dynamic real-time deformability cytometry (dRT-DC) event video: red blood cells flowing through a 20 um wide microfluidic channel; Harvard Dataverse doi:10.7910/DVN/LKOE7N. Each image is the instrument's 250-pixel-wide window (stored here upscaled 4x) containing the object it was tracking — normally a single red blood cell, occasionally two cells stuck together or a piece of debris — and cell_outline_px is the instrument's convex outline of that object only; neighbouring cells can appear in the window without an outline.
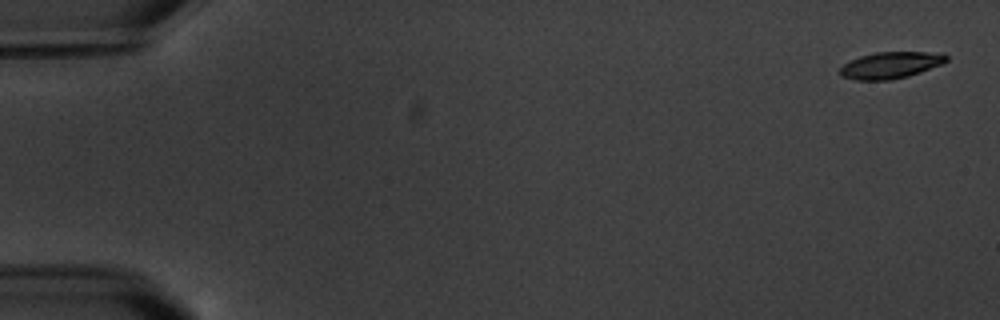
{"species": "common noctule bat (a hibernating species)", "species_latin": "Nyctalus noctula", "temperature_condition": "warm", "stored_images_in_passage": 5, "camera_frame_rate_fps": 3000, "um_per_image_px": 0.085, "animal": {"sex": "male", "body_mass_g": 20.1, "forearm_length_mm": 53.5}, "frame": {"image": 1, "passage_image": 1, "time_ms": 0.0, "image_size_px": [1000, 320], "cell_outline_px": [[948, 60], [944, 64], [908, 76], [892, 80], [856, 80], [840, 76], [840, 68], [848, 60], [860, 56], [876, 52], [944, 52], [948, 56]], "centroid_in_image_um": [75.73, 5.53], "position_along_channel_um": 9.3, "area_um2": 16.76}}
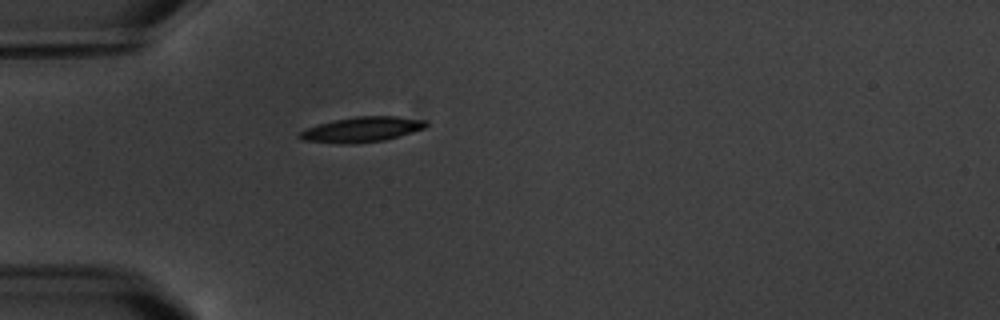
{"frame": {"image": 2, "passage_image": 5, "time_ms": 5.333, "image_size_px": [1000, 320], "cell_outline_px": [[428, 124], [424, 128], [412, 132], [384, 140], [352, 144], [340, 144], [304, 140], [296, 136], [304, 128], [316, 124], [356, 116], [396, 116], [428, 120]], "centroid_in_image_um": [30.73, 11.0], "position_along_channel_um": 54.3, "area_um2": 18.61}}